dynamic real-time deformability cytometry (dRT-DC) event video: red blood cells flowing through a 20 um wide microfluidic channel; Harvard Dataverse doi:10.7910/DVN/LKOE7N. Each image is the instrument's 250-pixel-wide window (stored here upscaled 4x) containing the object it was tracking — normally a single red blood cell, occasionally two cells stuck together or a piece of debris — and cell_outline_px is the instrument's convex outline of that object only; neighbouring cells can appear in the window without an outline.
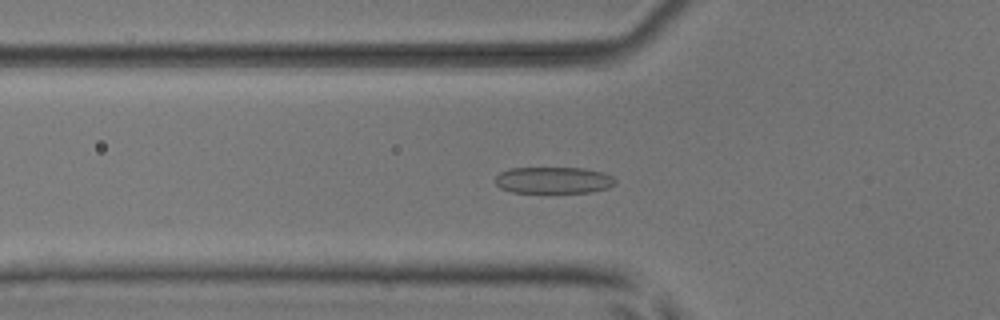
{"species": "common noctule bat (a hibernating species)", "species_latin": "Nyctalus noctula", "temperature_condition": "room temperature", "stored_images_in_passage": 53, "camera_frame_rate_fps": 3000, "um_per_image_px": 0.085, "animal": {"sex": "male", "body_mass_g": 17.9, "forearm_length_mm": 54.2}, "frame": {"image": 1, "passage_image": 19, "time_ms": 6.0, "image_size_px": [1000, 320], "cell_outline_px": [[616, 184], [608, 188], [592, 192], [512, 192], [500, 188], [496, 184], [496, 176], [500, 172], [512, 168], [584, 168], [604, 172], [612, 176], [616, 180]], "centroid_in_image_um": [47.08, 15.31], "position_along_channel_um": 78.7, "area_um2": 18.61}}
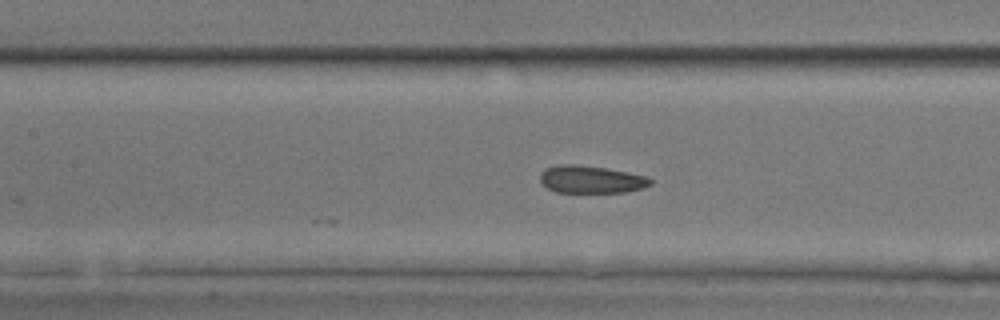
{"frame": {"image": 2, "passage_image": 25, "time_ms": 8.0, "image_size_px": [1000, 320], "cell_outline_px": [[652, 184], [644, 188], [624, 192], [556, 192], [540, 184], [540, 176], [548, 168], [560, 164], [576, 164], [604, 168], [648, 176], [652, 180]], "centroid_in_image_um": [50.26, 15.26], "position_along_channel_um": 157.1, "area_um2": 17.57}}
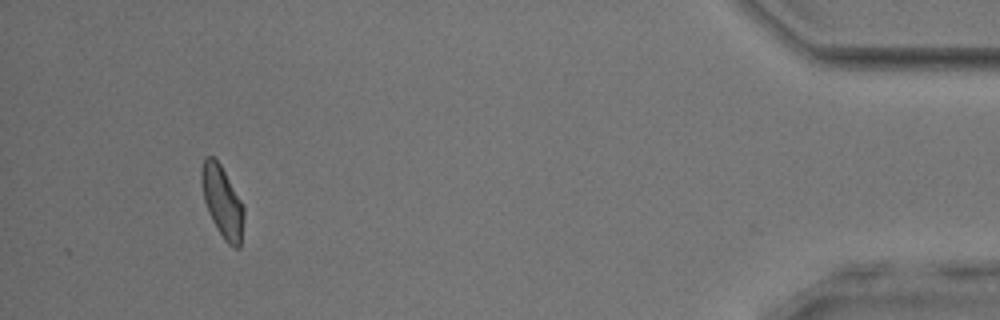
{"frame": {"image": 3, "passage_image": 50, "time_ms": 16.333, "image_size_px": [1000, 320], "cell_outline_px": [[244, 216], [240, 248], [232, 248], [224, 240], [216, 228], [208, 212], [204, 200], [200, 180], [200, 168], [204, 156], [212, 156], [220, 164], [244, 204]], "centroid_in_image_um": [18.89, 17.14], "position_along_channel_um": 416.3, "area_um2": 17.98}, "authors_computed_cell_mechanics": {"area_um2": 18.5538, "velocity_mm_per_s": 3.8973, "shape_relaxation_time_tau1_ms": 3.799, "shape_relaxation_time_tau2_ms": 1.4422, "deformation_change_tau1": 0.1138, "deformation_change_tau2": 0.0822}}